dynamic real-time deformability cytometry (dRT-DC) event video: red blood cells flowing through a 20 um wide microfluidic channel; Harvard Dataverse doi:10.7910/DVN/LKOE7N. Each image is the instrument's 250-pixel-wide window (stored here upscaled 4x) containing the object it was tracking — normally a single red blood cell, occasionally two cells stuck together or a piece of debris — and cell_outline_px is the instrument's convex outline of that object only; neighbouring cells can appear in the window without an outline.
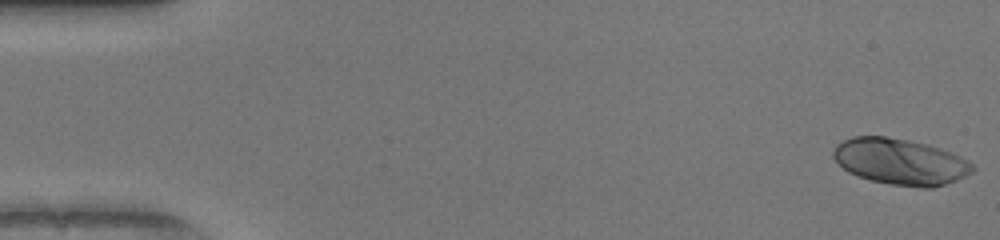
{"species": "human", "species_latin": "Homo sapiens", "temperature_condition": "warm", "stored_images_in_passage": 50, "camera_frame_rate_fps": 3000, "um_per_image_px": 0.085, "donor": {"sex": "female"}, "frame": {"image": 1, "passage_image": 1, "time_ms": 0.0, "image_size_px": [1000, 240], "cell_outline_px": [[976, 168], [972, 172], [956, 180], [932, 188], [920, 188], [892, 184], [872, 180], [848, 172], [832, 156], [832, 152], [836, 144], [852, 136], [884, 136], [908, 140], [928, 144], [952, 152], [968, 160]], "centroid_in_image_um": [76.54, 13.73], "position_along_channel_um": 8.5, "area_um2": 37.34}}
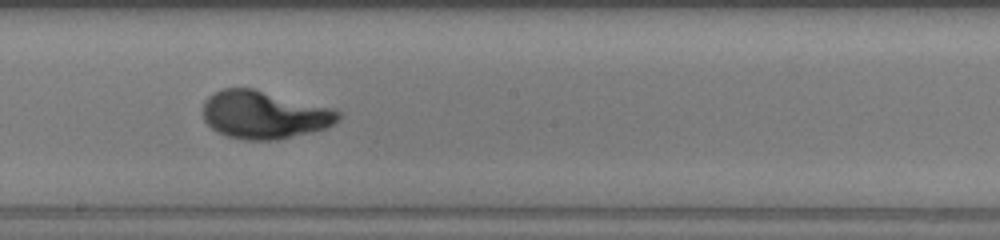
{"frame": {"image": 2, "passage_image": 28, "time_ms": 9.0, "image_size_px": [1000, 240], "cell_outline_px": [[340, 120], [324, 128], [276, 140], [244, 140], [228, 136], [216, 132], [204, 120], [204, 100], [208, 96], [224, 88], [252, 88], [332, 108], [340, 112]], "centroid_in_image_um": [22.43, 9.76], "position_along_channel_um": 225.8, "area_um2": 37.4}}
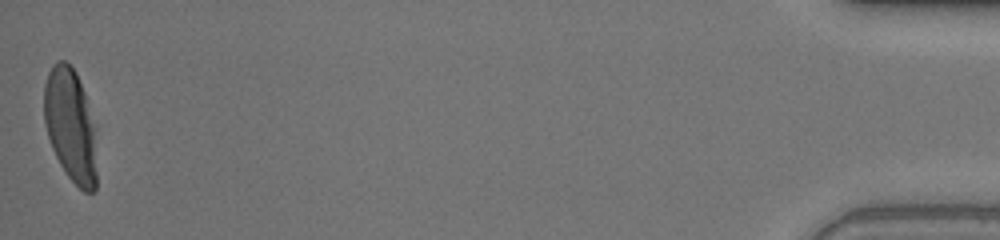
{"frame": {"image": 3, "passage_image": 50, "time_ms": 16.333, "image_size_px": [1000, 240], "cell_outline_px": [[96, 188], [92, 192], [84, 192], [68, 176], [60, 164], [52, 148], [44, 124], [44, 84], [48, 72], [52, 64], [56, 60], [64, 60], [76, 72], [84, 92], [96, 128]], "centroid_in_image_um": [6.0, 10.64], "position_along_channel_um": 429.2, "area_um2": 35.08}, "authors_computed_cell_mechanics": {"area_um2": 36.6163, "velocity_mm_per_s": 4.1184, "shape_relaxation_time_tau1_ms": 2.8697, "shape_relaxation_time_tau2_ms": null, "deformation_change_tau1": 0.2449, "deformation_change_tau2": null}}